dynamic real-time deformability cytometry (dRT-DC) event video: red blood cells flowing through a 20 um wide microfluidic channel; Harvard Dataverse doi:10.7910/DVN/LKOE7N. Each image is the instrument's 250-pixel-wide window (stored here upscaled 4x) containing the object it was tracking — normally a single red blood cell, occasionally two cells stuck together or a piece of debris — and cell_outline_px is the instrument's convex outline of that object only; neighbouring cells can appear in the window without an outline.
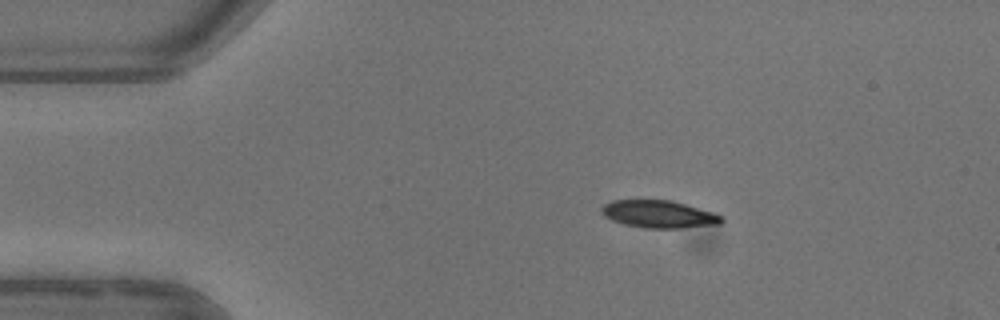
{"species": "common noctule bat (a hibernating species)", "species_latin": "Nyctalus noctula", "temperature_condition": "warm", "stored_images_in_passage": 5, "camera_frame_rate_fps": 3000, "um_per_image_px": 0.085, "animal": {"sex": "female"}, "frame": {"image": 1, "passage_image": 1, "time_ms": 0.0, "image_size_px": [1000, 320], "cell_outline_px": [[724, 220], [720, 224], [680, 228], [644, 228], [624, 224], [612, 220], [604, 216], [600, 212], [600, 208], [604, 204], [612, 200], [672, 200], [712, 212], [724, 216]], "centroid_in_image_um": [55.99, 18.2], "position_along_channel_um": 29.0, "area_um2": 19.31}}
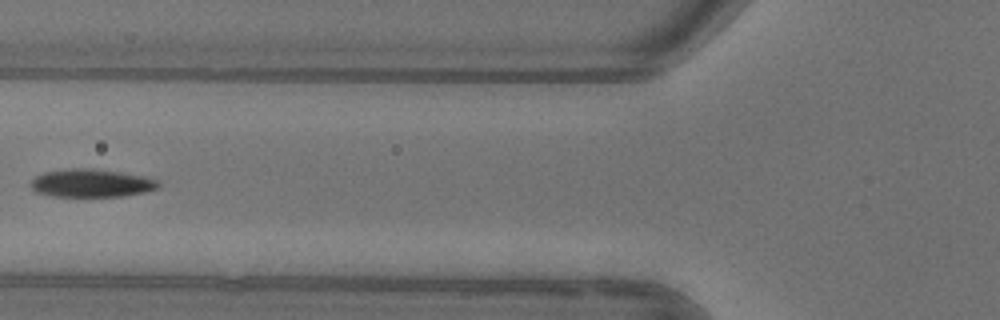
{"frame": {"image": 2, "passage_image": 4, "time_ms": 3.667, "image_size_px": [1000, 320], "cell_outline_px": [[160, 188], [144, 192], [124, 196], [52, 196], [36, 192], [28, 184], [36, 176], [44, 172], [68, 168], [92, 168], [120, 172], [144, 176], [156, 180], [160, 184]], "centroid_in_image_um": [7.75, 15.56], "position_along_channel_um": 118.0, "area_um2": 20.92}}
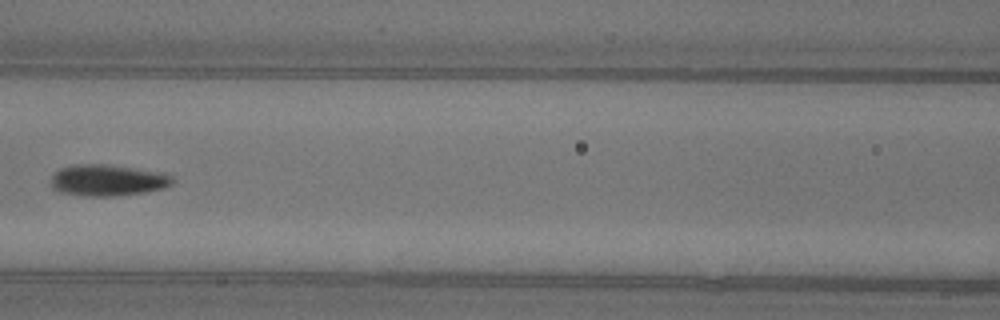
{"frame": {"image": 3, "passage_image": 5, "time_ms": 4.667, "image_size_px": [1000, 320], "cell_outline_px": [[176, 180], [172, 184], [164, 188], [148, 192], [112, 196], [84, 196], [60, 192], [52, 188], [52, 176], [60, 168], [72, 164], [104, 164], [164, 172], [172, 176]], "centroid_in_image_um": [9.19, 15.32], "position_along_channel_um": 157.4, "area_um2": 22.43}}